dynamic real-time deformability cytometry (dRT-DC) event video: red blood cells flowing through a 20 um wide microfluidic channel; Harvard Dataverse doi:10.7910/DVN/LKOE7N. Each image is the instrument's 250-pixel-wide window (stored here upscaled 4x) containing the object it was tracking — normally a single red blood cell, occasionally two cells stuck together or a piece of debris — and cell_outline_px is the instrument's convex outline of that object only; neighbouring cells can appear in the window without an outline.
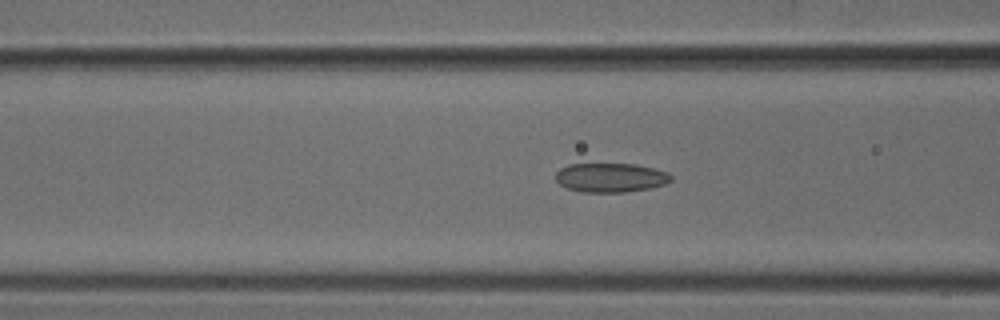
{"species": "common noctule bat (a hibernating species)", "species_latin": "Nyctalus noctula", "temperature_condition": "cold", "stored_images_in_passage": 53, "camera_frame_rate_fps": 3000, "um_per_image_px": 0.085, "animal": {"sex": "male", "body_mass_g": 18.8}, "frame": {"image": 1, "passage_image": 21, "time_ms": 6.667, "image_size_px": [1000, 320], "cell_outline_px": [[672, 180], [664, 184], [648, 188], [624, 192], [580, 192], [568, 188], [560, 184], [556, 180], [556, 172], [560, 168], [568, 164], [636, 164], [656, 168], [668, 172], [672, 176]], "centroid_in_image_um": [51.91, 15.09], "position_along_channel_um": 114.7, "area_um2": 19.65}}
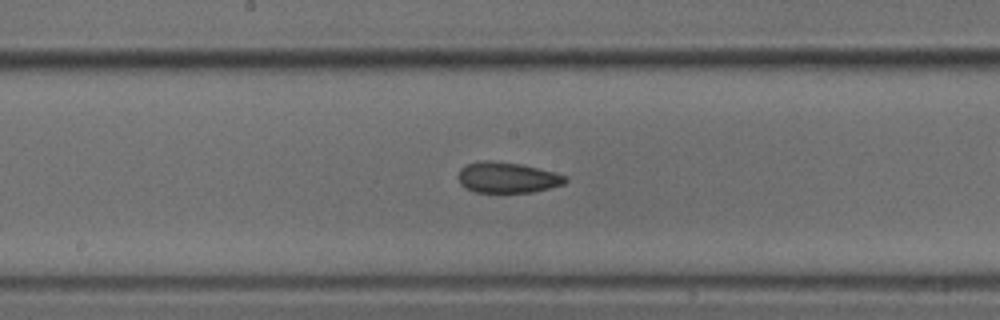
{"frame": {"image": 2, "passage_image": 28, "time_ms": 9.0, "image_size_px": [1000, 320], "cell_outline_px": [[568, 180], [564, 184], [532, 192], [476, 192], [464, 188], [460, 184], [456, 176], [460, 168], [464, 164], [480, 160], [492, 160], [520, 164], [568, 176]], "centroid_in_image_um": [43.04, 15.08], "position_along_channel_um": 205.2, "area_um2": 19.36}}
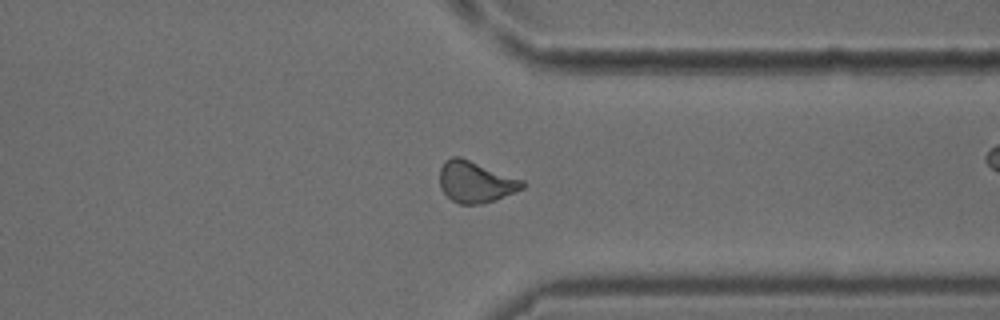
{"frame": {"image": 3, "passage_image": 41, "time_ms": 13.333, "image_size_px": [1000, 320], "cell_outline_px": [[524, 188], [496, 200], [480, 204], [460, 204], [452, 200], [440, 188], [440, 168], [444, 160], [452, 156], [460, 156], [524, 180]], "centroid_in_image_um": [40.42, 15.45], "position_along_channel_um": 371.0, "area_um2": 20.0}}